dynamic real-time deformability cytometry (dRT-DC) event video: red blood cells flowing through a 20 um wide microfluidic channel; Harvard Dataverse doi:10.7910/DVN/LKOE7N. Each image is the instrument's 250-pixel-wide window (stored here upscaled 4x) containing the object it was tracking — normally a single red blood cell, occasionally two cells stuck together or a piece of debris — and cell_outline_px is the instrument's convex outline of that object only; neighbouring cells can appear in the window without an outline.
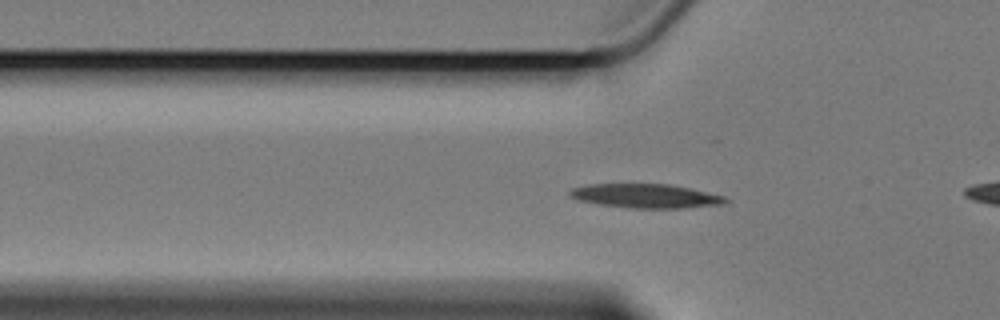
{"species": "Egyptian fruit bat (a non-hibernating species)", "species_latin": "Rousettus aegyptiacus", "temperature_condition": "cold", "stored_images_in_passage": 54, "camera_frame_rate_fps": 3000, "um_per_image_px": 0.085, "animal": {"sex": "female"}, "frame": {"image": 1, "passage_image": 14, "time_ms": 4.333, "image_size_px": [1000, 320], "cell_outline_px": [[728, 204], [684, 208], [628, 208], [600, 204], [576, 200], [568, 196], [568, 192], [572, 188], [592, 184], [668, 184], [688, 188], [724, 196], [728, 200]], "centroid_in_image_um": [54.88, 16.67], "position_along_channel_um": 70.9, "area_um2": 21.85}}
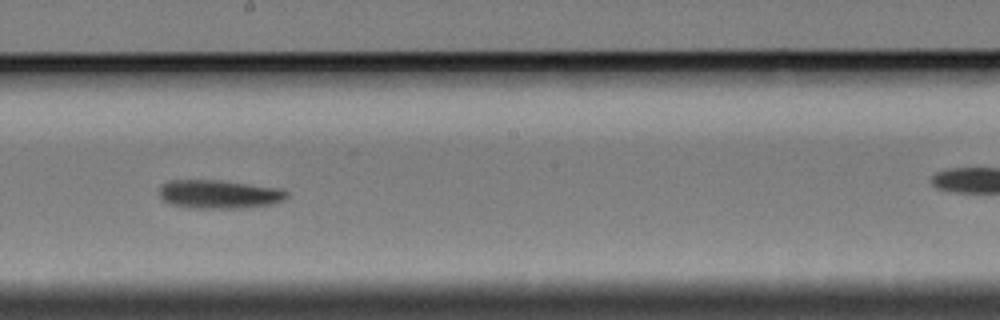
{"frame": {"image": 2, "passage_image": 28, "time_ms": 9.0, "image_size_px": [1000, 320], "cell_outline_px": [[288, 196], [284, 200], [272, 204], [240, 208], [188, 208], [172, 204], [164, 200], [160, 196], [160, 188], [168, 180], [220, 180], [284, 188], [288, 192]], "centroid_in_image_um": [18.68, 16.5], "position_along_channel_um": 229.5, "area_um2": 21.39}}
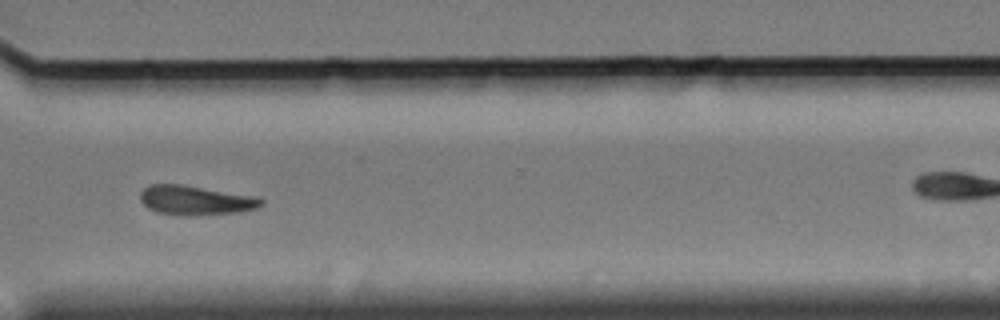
{"frame": {"image": 3, "passage_image": 39, "time_ms": 12.667, "image_size_px": [1000, 320], "cell_outline_px": [[264, 204], [256, 208], [240, 212], [188, 216], [156, 212], [148, 208], [140, 200], [140, 192], [148, 184], [180, 184], [252, 196], [264, 200]], "centroid_in_image_um": [16.58, 17.03], "position_along_channel_um": 354.0, "area_um2": 20.58}, "authors_computed_cell_mechanics": {"area_um2": 20.6057, "velocity_mm_per_s": 3.3909, "shape_relaxation_time_tau1_ms": 7.8342, "shape_relaxation_time_tau2_ms": null, "deformation_change_tau1": 0.1517, "deformation_change_tau2": null}}